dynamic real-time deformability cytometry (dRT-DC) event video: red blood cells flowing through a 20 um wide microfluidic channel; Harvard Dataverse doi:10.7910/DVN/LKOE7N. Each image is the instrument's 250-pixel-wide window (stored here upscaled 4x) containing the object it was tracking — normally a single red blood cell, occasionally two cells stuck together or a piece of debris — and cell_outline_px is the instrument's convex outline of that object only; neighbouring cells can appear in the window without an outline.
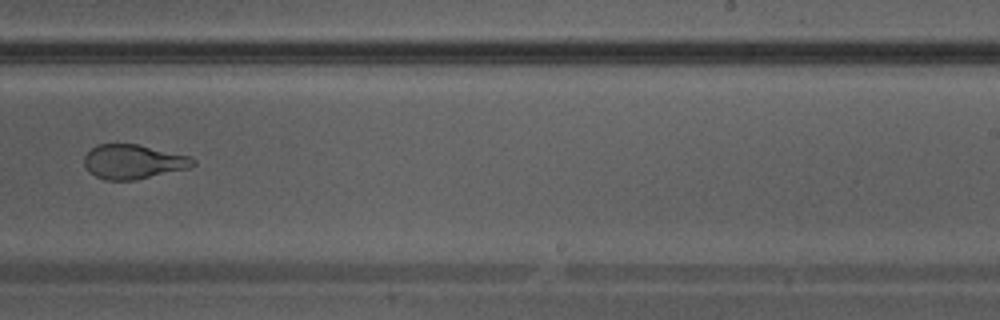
{"species": "Egyptian fruit bat (a non-hibernating species)", "species_latin": "Rousettus aegyptiacus", "temperature_condition": "warm", "stored_images_in_passage": 27, "camera_frame_rate_fps": 3000, "um_per_image_px": 0.085, "animal": {"sex": "male"}, "frame": {"image": 1, "passage_image": 16, "time_ms": 5.0, "image_size_px": [1000, 320], "cell_outline_px": [[196, 164], [188, 168], [132, 180], [104, 180], [88, 172], [84, 164], [84, 156], [96, 144], [136, 144], [192, 156], [196, 160]], "centroid_in_image_um": [11.32, 13.74], "position_along_channel_um": 277.7, "area_um2": 21.73}}